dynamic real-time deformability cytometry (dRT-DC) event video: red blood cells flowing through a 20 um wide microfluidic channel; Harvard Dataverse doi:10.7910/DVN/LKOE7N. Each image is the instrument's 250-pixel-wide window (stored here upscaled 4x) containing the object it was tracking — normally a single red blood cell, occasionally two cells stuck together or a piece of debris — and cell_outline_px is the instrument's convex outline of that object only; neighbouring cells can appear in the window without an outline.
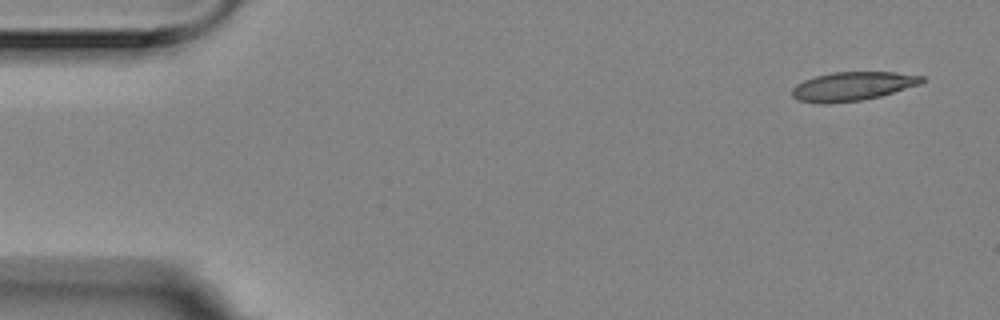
{"species": "Egyptian fruit bat (a non-hibernating species)", "species_latin": "Rousettus aegyptiacus", "temperature_condition": "room temperature", "stored_images_in_passage": 6, "camera_frame_rate_fps": 3000, "um_per_image_px": 0.085, "animal": {"sex": "female"}, "frame": {"image": 1, "passage_image": 1, "time_ms": 0.0, "image_size_px": [1000, 320], "cell_outline_px": [[924, 80], [920, 84], [880, 96], [860, 100], [824, 104], [820, 104], [796, 100], [792, 96], [792, 88], [796, 84], [804, 80], [816, 76], [832, 72], [896, 72], [924, 76]], "centroid_in_image_um": [72.43, 7.33], "position_along_channel_um": 12.6, "area_um2": 21.79}}
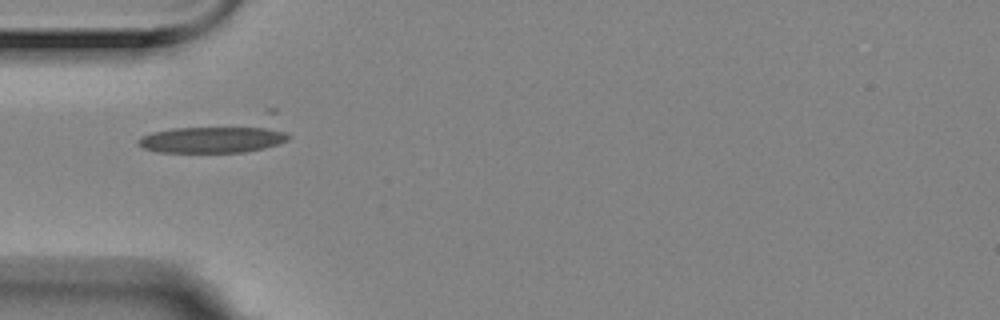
{"frame": {"image": 2, "passage_image": 5, "time_ms": 1.333, "image_size_px": [1000, 320], "cell_outline_px": [[292, 136], [288, 140], [264, 148], [244, 152], [160, 152], [144, 148], [136, 144], [136, 140], [140, 136], [152, 132], [268, 108], [276, 108]], "centroid_in_image_um": [18.84, 11.42], "position_along_channel_um": 66.2, "area_um2": 32.14}}
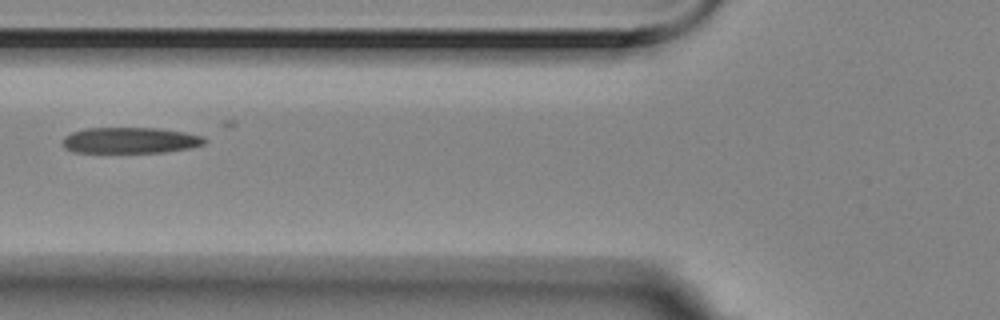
{"frame": {"image": 3, "passage_image": 6, "time_ms": 1.667, "image_size_px": [1000, 320], "cell_outline_px": [[208, 140], [204, 144], [188, 148], [164, 152], [72, 152], [64, 148], [64, 136], [72, 132], [84, 128], [156, 128], [184, 132], [200, 136]], "centroid_in_image_um": [11.04, 11.93], "position_along_channel_um": 114.8, "area_um2": 21.33}}